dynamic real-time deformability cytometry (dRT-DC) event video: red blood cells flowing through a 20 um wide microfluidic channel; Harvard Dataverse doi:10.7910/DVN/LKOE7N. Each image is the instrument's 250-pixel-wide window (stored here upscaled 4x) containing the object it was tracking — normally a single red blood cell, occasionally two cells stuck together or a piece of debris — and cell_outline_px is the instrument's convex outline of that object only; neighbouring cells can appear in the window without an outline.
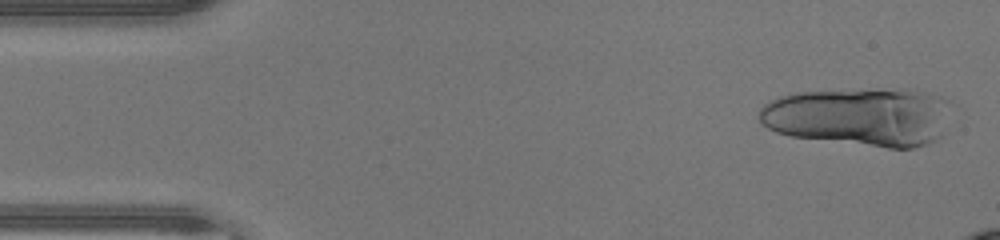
{"species": "human", "species_latin": "Homo sapiens", "temperature_condition": "warm", "stored_images_in_passage": 19, "segment_of_instrument_passage": [1, 2], "camera_frame_rate_fps": 3000, "um_per_image_px": 0.085, "donor": {"sex": "male"}, "frame": {"image": 1, "passage_image": 2, "time_ms": 0.333, "image_size_px": [1000, 240], "cell_outline_px": [[952, 104], [940, 136], [936, 140], [928, 144], [912, 148], [888, 148], [792, 136], [776, 132], [768, 128], [756, 116], [760, 108], [764, 104], [780, 96], [800, 92], [916, 92], [940, 96], [952, 100]], "centroid_in_image_um": [73.06, 9.98], "position_along_channel_um": 11.9, "area_um2": 63.87}}